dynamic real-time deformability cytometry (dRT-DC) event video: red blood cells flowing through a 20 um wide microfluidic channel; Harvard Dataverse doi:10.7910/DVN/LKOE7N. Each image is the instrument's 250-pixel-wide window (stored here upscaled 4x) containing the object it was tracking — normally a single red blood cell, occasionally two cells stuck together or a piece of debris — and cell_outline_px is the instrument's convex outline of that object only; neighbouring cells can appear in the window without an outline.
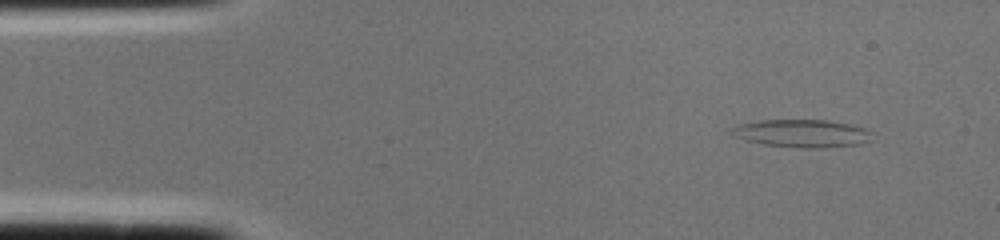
{"species": "common noctule bat (a hibernating species)", "species_latin": "Nyctalus noctula", "temperature_condition": "cold", "stored_images_in_passage": 2, "camera_frame_rate_fps": 3000, "um_per_image_px": 0.085, "animal": {"sex": "female", "body_mass_g": 22.0, "forearm_length_mm": 56.7}, "frame": {"image": 1, "passage_image": 1, "time_ms": 0.0, "image_size_px": [1000, 240], "cell_outline_px": [[876, 132], [872, 140], [860, 144], [824, 148], [796, 148], [764, 144], [732, 136], [728, 132], [728, 128], [740, 124], [760, 120], [828, 120], [852, 124]], "centroid_in_image_um": [68.22, 11.34], "position_along_channel_um": 16.8, "area_um2": 23.29}}